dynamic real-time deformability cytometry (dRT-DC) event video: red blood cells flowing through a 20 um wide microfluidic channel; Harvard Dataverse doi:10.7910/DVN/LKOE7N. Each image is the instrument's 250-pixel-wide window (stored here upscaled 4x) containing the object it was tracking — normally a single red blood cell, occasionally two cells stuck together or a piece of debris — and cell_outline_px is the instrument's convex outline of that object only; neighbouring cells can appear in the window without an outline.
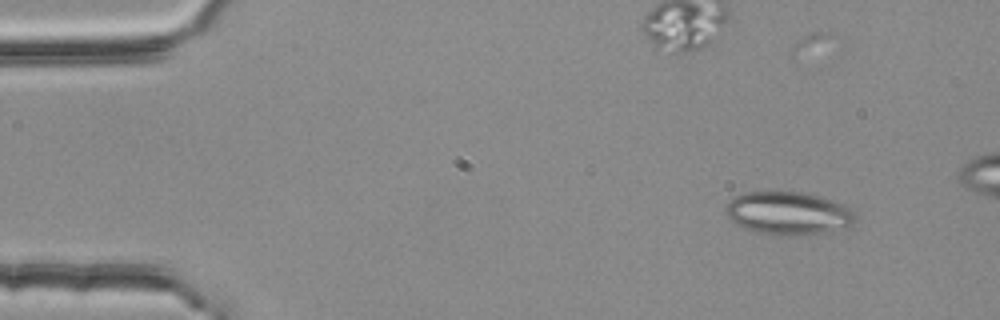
{"species": "common noctule bat (a hibernating species)", "species_latin": "Nyctalus noctula", "temperature_condition": "room temperature", "stored_images_in_passage": 4, "camera_frame_rate_fps": 3000, "um_per_image_px": 0.085, "animal": {"sex": "female", "body_mass_g": 25.1}, "frame": {"image": 1, "passage_image": 1, "time_ms": 0.0, "image_size_px": [1000, 320], "cell_outline_px": [[856, 216], [852, 224], [824, 232], [784, 236], [772, 236], [740, 228], [724, 212], [724, 204], [736, 196], [748, 192], [800, 192], [832, 200], [844, 204], [852, 208]], "centroid_in_image_um": [66.94, 18.13], "position_along_channel_um": 18.1, "area_um2": 32.48}}